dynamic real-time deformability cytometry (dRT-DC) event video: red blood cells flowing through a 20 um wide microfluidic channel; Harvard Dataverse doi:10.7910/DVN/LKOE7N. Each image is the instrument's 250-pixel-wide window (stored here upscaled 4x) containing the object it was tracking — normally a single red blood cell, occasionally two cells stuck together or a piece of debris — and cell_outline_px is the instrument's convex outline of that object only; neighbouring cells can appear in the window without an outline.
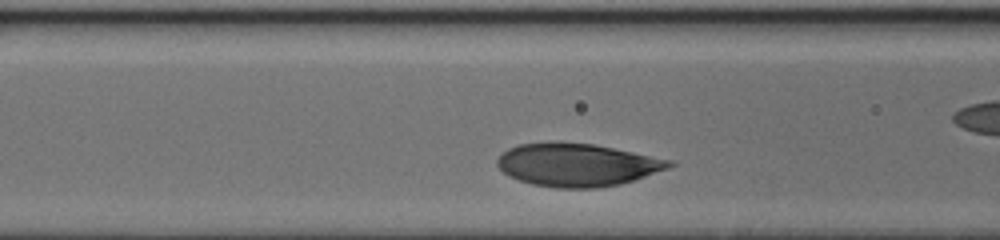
{"species": "human", "species_latin": "Homo sapiens", "temperature_condition": "cold", "stored_images_in_passage": 30, "camera_frame_rate_fps": 3000, "um_per_image_px": 0.085, "donor": {"sex": "female"}, "frame": {"image": 1, "passage_image": 10, "time_ms": 3.0, "image_size_px": [1000, 240], "cell_outline_px": [[676, 164], [668, 168], [620, 184], [596, 188], [556, 188], [532, 184], [508, 176], [496, 164], [496, 160], [508, 148], [520, 144], [548, 140], [560, 140], [592, 144], [676, 160]], "centroid_in_image_um": [49.04, 13.98], "position_along_channel_um": 117.6, "area_um2": 43.47}}
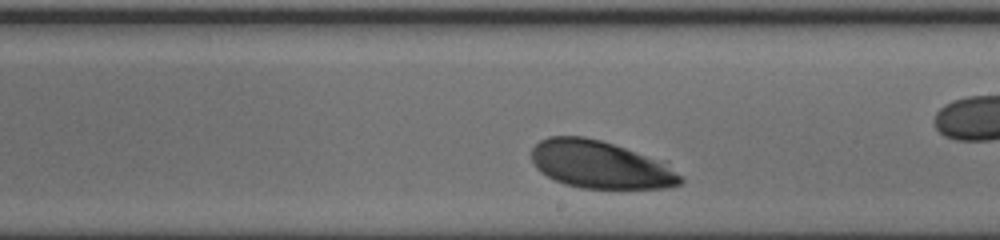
{"frame": {"image": 2, "passage_image": 19, "time_ms": 6.0, "image_size_px": [1000, 240], "cell_outline_px": [[684, 184], [668, 188], [580, 188], [564, 184], [540, 172], [536, 168], [532, 160], [532, 148], [540, 140], [548, 136], [584, 136], [600, 140], [668, 160], [684, 180]], "centroid_in_image_um": [51.12, 13.99], "position_along_channel_um": 237.9, "area_um2": 42.08}}
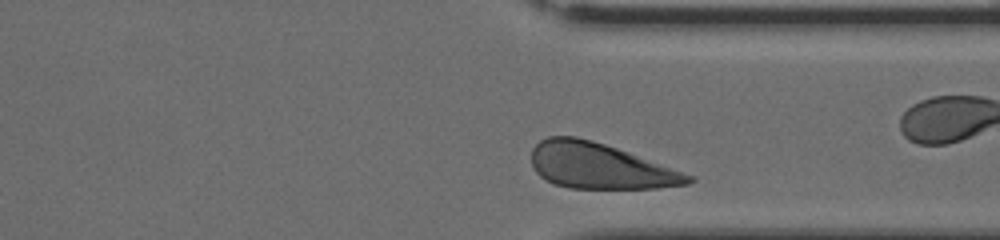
{"frame": {"image": 3, "passage_image": 28, "time_ms": 9.0, "image_size_px": [1000, 240], "cell_outline_px": [[696, 180], [692, 184], [656, 188], [568, 188], [556, 184], [540, 176], [532, 168], [532, 148], [540, 140], [548, 136], [576, 136], [592, 140], [616, 148], [692, 176]], "centroid_in_image_um": [50.94, 14.11], "position_along_channel_um": 360.5, "area_um2": 41.21}}